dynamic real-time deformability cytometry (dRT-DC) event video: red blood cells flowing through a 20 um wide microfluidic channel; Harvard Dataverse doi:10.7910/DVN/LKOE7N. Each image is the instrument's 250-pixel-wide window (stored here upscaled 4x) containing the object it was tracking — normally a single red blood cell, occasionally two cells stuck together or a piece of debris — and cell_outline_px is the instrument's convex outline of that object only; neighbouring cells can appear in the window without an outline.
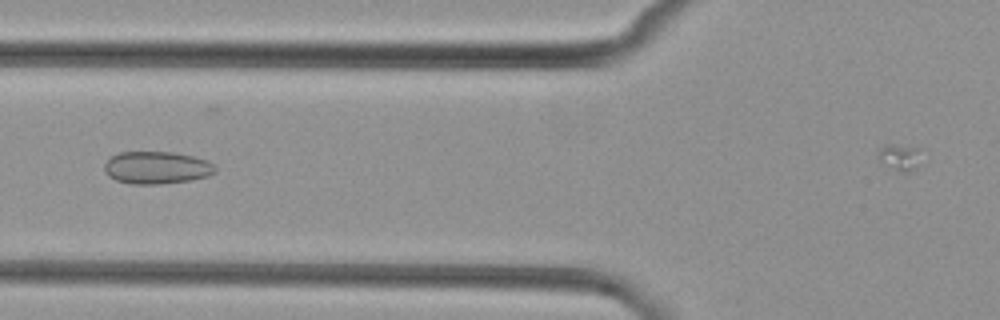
{"species": "common noctule bat (a hibernating species)", "species_latin": "Nyctalus noctula", "temperature_condition": "cold", "stored_images_in_passage": 6, "camera_frame_rate_fps": 3000, "um_per_image_px": 0.085, "animal": {"sex": "female", "body_mass_g": 29.2, "forearm_length_mm": 56.3}, "frame": {"image": 1, "passage_image": 2, "time_ms": 1.333, "image_size_px": [1000, 320], "cell_outline_px": [[216, 172], [208, 176], [192, 180], [160, 184], [132, 184], [116, 180], [108, 176], [104, 168], [104, 164], [112, 156], [120, 152], [176, 152], [208, 160], [216, 168]], "centroid_in_image_um": [13.34, 14.25], "position_along_channel_um": 112.5, "area_um2": 21.04}}
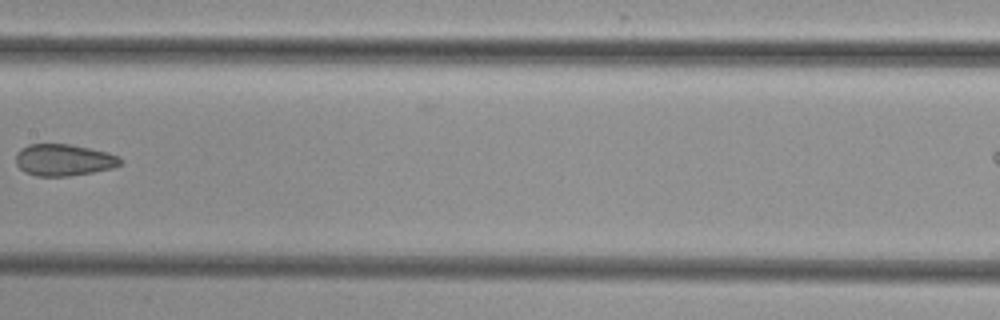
{"frame": {"image": 2, "passage_image": 4, "time_ms": 3.667, "image_size_px": [1000, 320], "cell_outline_px": [[124, 160], [120, 164], [112, 168], [92, 172], [68, 176], [36, 176], [24, 172], [16, 164], [16, 152], [20, 148], [28, 144], [68, 144], [108, 152], [120, 156]], "centroid_in_image_um": [5.41, 13.59], "position_along_channel_um": 202.0, "area_um2": 19.42}}
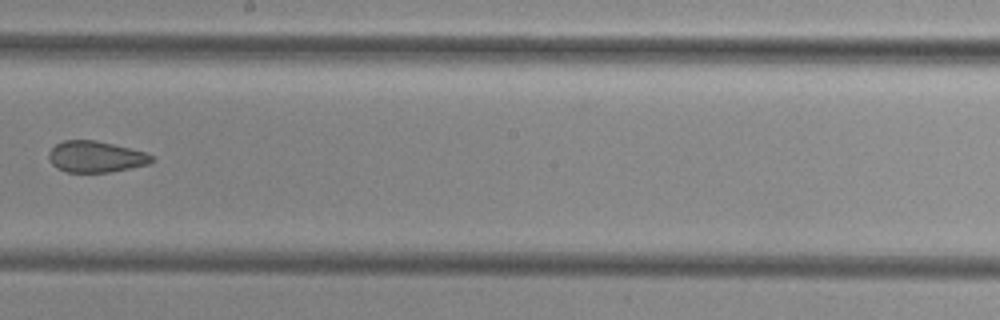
{"frame": {"image": 3, "passage_image": 5, "time_ms": 4.667, "image_size_px": [1000, 320], "cell_outline_px": [[156, 160], [148, 164], [108, 172], [64, 172], [56, 168], [52, 164], [48, 156], [48, 152], [56, 144], [64, 140], [96, 140], [148, 152]], "centroid_in_image_um": [8.14, 13.32], "position_along_channel_um": 240.1, "area_um2": 18.84}}